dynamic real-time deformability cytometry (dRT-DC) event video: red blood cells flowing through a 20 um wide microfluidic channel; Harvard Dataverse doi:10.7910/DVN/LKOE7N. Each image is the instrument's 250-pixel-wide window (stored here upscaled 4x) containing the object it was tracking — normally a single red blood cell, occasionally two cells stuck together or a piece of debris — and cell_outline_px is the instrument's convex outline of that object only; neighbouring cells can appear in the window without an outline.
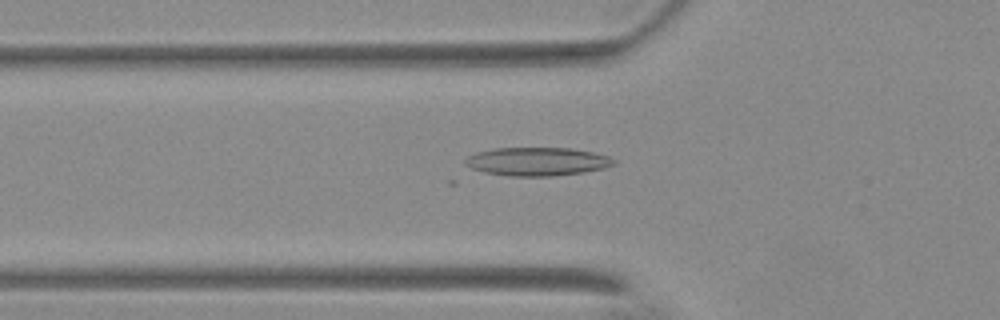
{"species": "Egyptian fruit bat (a non-hibernating species)", "species_latin": "Rousettus aegyptiacus", "temperature_condition": "warm", "stored_images_in_passage": 7, "camera_frame_rate_fps": 3000, "um_per_image_px": 0.085, "animal": {"sex": "female"}, "frame": {"image": 1, "passage_image": 7, "time_ms": 2.0, "image_size_px": [1000, 320], "cell_outline_px": [[616, 160], [612, 164], [604, 168], [580, 172], [552, 176], [508, 176], [484, 172], [472, 168], [464, 164], [464, 160], [468, 156], [476, 152], [500, 144], [508, 144], [572, 148], [592, 152], [608, 156]], "centroid_in_image_um": [45.53, 13.65], "position_along_channel_um": 80.3, "area_um2": 25.84}}